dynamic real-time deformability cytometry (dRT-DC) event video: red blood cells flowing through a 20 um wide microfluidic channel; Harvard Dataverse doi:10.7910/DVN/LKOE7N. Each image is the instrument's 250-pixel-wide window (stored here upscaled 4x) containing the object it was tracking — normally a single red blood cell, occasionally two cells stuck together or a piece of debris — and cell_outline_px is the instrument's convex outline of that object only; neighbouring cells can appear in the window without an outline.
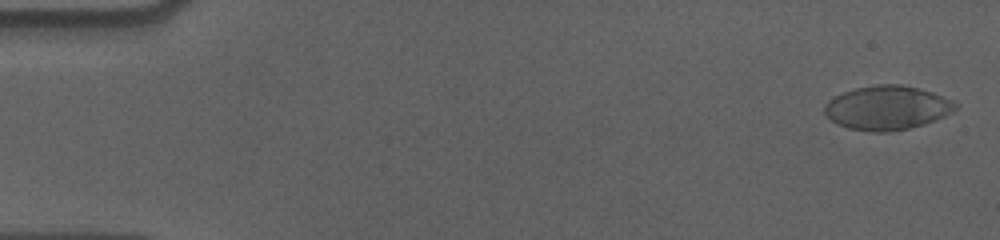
{"species": "human", "species_latin": "Homo sapiens", "temperature_condition": "cold", "stored_images_in_passage": 57, "camera_frame_rate_fps": 3000, "um_per_image_px": 0.085, "donor": {"sex": "male"}, "frame": {"image": 1, "passage_image": 2, "time_ms": 0.333, "image_size_px": [1000, 240], "cell_outline_px": [[960, 104], [952, 112], [936, 120], [924, 124], [908, 128], [888, 132], [872, 132], [848, 128], [836, 124], [824, 112], [824, 104], [828, 100], [844, 92], [856, 88], [876, 84], [900, 84], [932, 92], [952, 100]], "centroid_in_image_um": [75.41, 9.16], "position_along_channel_um": 9.6, "area_um2": 33.58}}
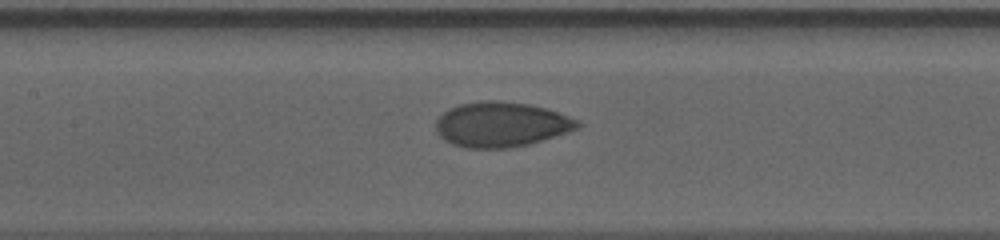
{"frame": {"image": 2, "passage_image": 27, "time_ms": 8.667, "image_size_px": [1000, 240], "cell_outline_px": [[580, 124], [576, 128], [568, 132], [528, 144], [512, 148], [464, 148], [452, 144], [444, 140], [436, 132], [436, 120], [448, 108], [460, 104], [484, 100], [496, 100], [528, 104], [544, 108], [580, 120]], "centroid_in_image_um": [42.56, 10.58], "position_along_channel_um": 164.8, "area_um2": 37.05}}
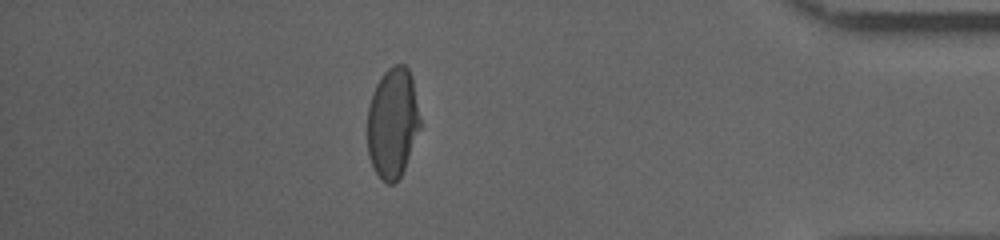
{"frame": {"image": 3, "passage_image": 50, "time_ms": 16.333, "image_size_px": [1000, 240], "cell_outline_px": [[420, 128], [404, 168], [400, 176], [392, 184], [388, 184], [376, 172], [368, 156], [368, 108], [372, 92], [376, 84], [384, 72], [388, 68], [396, 64], [404, 64], [408, 68], [412, 76], [420, 120]], "centroid_in_image_um": [33.37, 10.4], "position_along_channel_um": 401.8, "area_um2": 33.58}, "authors_computed_cell_mechanics": {"area_um2": 35.836, "velocity_mm_per_s": 3.5982, "shape_relaxation_time_tau1_ms": 8.2639, "shape_relaxation_time_tau2_ms": 0.9959, "deformation_change_tau1": 0.2034, "deformation_change_tau2": 0.0457}}